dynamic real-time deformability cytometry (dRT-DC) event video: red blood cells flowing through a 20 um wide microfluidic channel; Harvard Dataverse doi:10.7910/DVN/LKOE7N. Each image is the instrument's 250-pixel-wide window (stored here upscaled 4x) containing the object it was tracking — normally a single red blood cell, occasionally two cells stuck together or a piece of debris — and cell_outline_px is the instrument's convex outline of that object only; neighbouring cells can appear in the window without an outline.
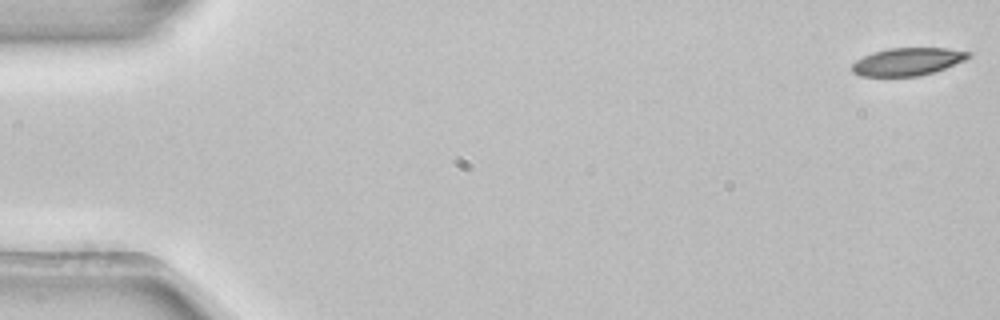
{"species": "common noctule bat (a hibernating species)", "species_latin": "Nyctalus noctula", "temperature_condition": "room temperature", "stored_images_in_passage": 5, "camera_frame_rate_fps": 3000, "um_per_image_px": 0.085, "animal": {"sex": "female", "body_mass_g": 22.7, "forearm_length_mm": 54.2}, "frame": {"image": 1, "passage_image": 1, "time_ms": 0.0, "image_size_px": [1000, 320], "cell_outline_px": [[972, 56], [964, 60], [944, 68], [920, 76], [860, 76], [852, 72], [852, 64], [856, 60], [872, 52], [888, 48], [948, 48], [972, 52]], "centroid_in_image_um": [77.14, 5.23], "position_along_channel_um": 7.9, "area_um2": 18.79}}
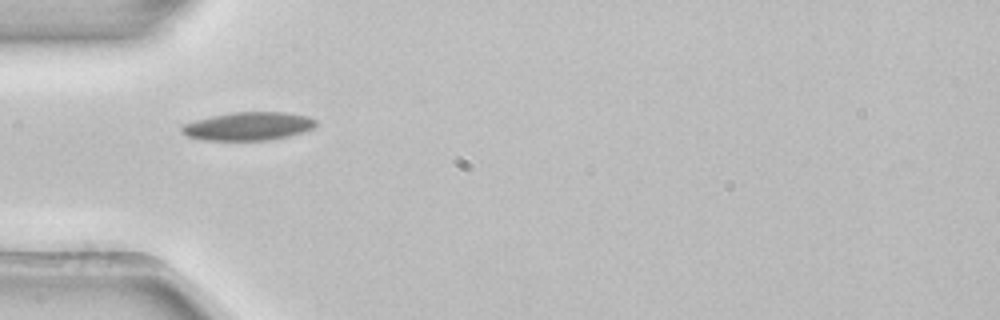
{"frame": {"image": 2, "passage_image": 4, "time_ms": 1.0, "image_size_px": [1000, 320], "cell_outline_px": [[316, 124], [312, 128], [288, 136], [268, 140], [204, 140], [188, 136], [180, 132], [180, 128], [184, 124], [196, 120], [212, 116], [232, 112], [284, 112], [308, 116], [316, 120]], "centroid_in_image_um": [21.08, 10.72], "position_along_channel_um": 63.9, "area_um2": 21.91}}